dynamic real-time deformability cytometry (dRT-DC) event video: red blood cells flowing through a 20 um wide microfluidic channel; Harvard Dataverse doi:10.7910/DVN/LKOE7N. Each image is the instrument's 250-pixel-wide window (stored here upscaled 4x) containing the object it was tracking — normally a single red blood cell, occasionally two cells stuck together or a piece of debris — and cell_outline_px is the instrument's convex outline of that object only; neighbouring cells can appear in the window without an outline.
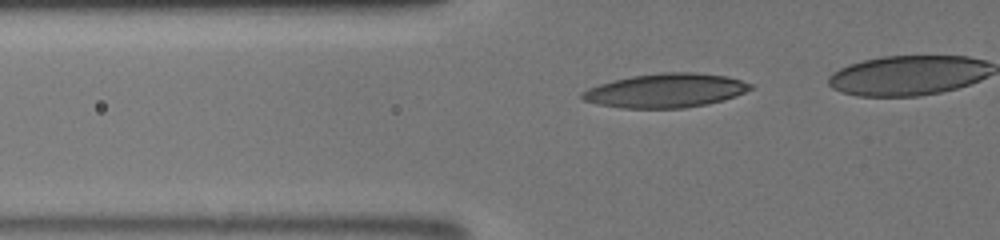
{"species": "human", "species_latin": "Homo sapiens", "temperature_condition": "room temperature", "stored_images_in_passage": 70, "camera_frame_rate_fps": 3000, "um_per_image_px": 0.085, "donor": {"sex": "male"}, "frame": {"image": 1, "passage_image": 31, "time_ms": 5.667, "image_size_px": [1000, 240], "cell_outline_px": [[752, 88], [736, 96], [724, 100], [684, 108], [620, 108], [600, 104], [584, 100], [580, 96], [580, 92], [588, 88], [612, 80], [632, 76], [660, 72], [696, 72], [728, 76], [752, 84]], "centroid_in_image_um": [56.57, 7.69], "position_along_channel_um": 69.2, "area_um2": 33.35}}
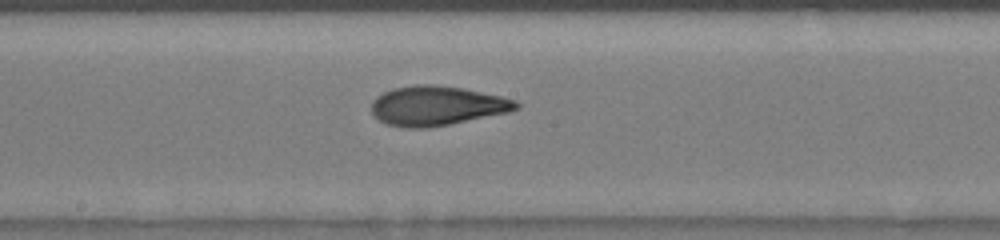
{"frame": {"image": 2, "passage_image": 49, "time_ms": 9.333, "image_size_px": [1000, 240], "cell_outline_px": [[520, 108], [508, 112], [428, 128], [404, 128], [388, 124], [380, 120], [372, 112], [372, 100], [376, 96], [384, 92], [396, 88], [416, 84], [432, 84], [464, 88], [500, 96], [516, 100], [520, 104]], "centroid_in_image_um": [37.14, 8.98], "position_along_channel_um": 211.1, "area_um2": 33.12}}
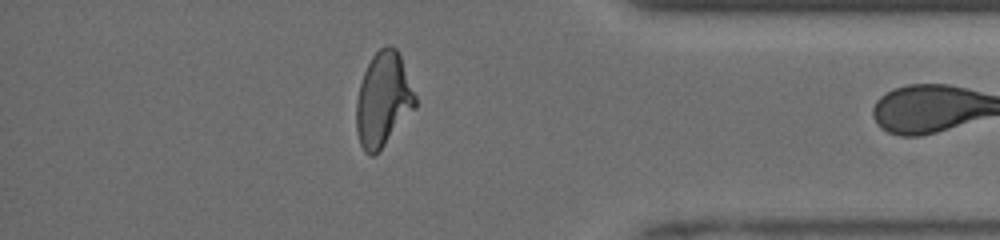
{"frame": {"image": 3, "passage_image": 69, "time_ms": 14.333, "image_size_px": [1000, 240], "cell_outline_px": [[416, 108], [384, 144], [372, 156], [368, 156], [364, 152], [360, 144], [356, 132], [356, 100], [360, 84], [364, 72], [372, 56], [380, 48], [388, 44], [396, 48], [400, 52], [416, 96]], "centroid_in_image_um": [32.57, 8.43], "position_along_channel_um": 402.6, "area_um2": 32.43}}